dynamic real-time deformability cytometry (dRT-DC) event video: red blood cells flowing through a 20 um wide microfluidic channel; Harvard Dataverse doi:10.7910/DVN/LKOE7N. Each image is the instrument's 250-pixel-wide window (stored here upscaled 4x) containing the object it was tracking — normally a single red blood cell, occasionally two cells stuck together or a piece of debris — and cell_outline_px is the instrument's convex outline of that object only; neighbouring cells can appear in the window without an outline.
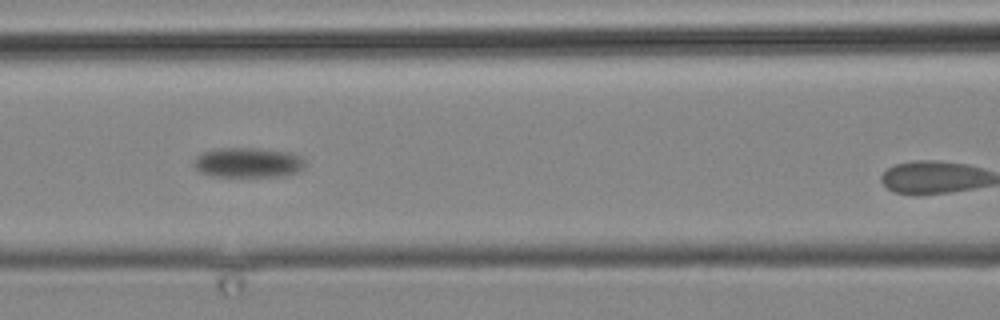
{"species": "common noctule bat (a hibernating species)", "species_latin": "Nyctalus noctula", "temperature_condition": "cold", "stored_images_in_passage": 6, "segment_of_instrument_passage": [1, 2], "camera_frame_rate_fps": 3000, "um_per_image_px": 0.085, "animal": {"sex": "male", "body_mass_g": 19.2, "forearm_length_mm": 51.8}, "frame": {"image": 1, "passage_image": 4, "time_ms": 4.333, "image_size_px": [1000, 320], "cell_outline_px": [[304, 168], [300, 172], [288, 176], [212, 176], [200, 172], [192, 164], [192, 160], [196, 156], [204, 152], [220, 148], [256, 148], [292, 152], [300, 156], [304, 160]], "centroid_in_image_um": [21.11, 13.82], "position_along_channel_um": 145.5, "area_um2": 19.65}}